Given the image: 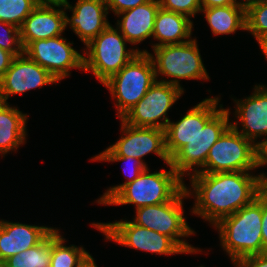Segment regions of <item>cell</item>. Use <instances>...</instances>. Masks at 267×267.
Wrapping results in <instances>:
<instances>
[{
  "mask_svg": "<svg viewBox=\"0 0 267 267\" xmlns=\"http://www.w3.org/2000/svg\"><path fill=\"white\" fill-rule=\"evenodd\" d=\"M249 171L192 174L193 192L185 186L188 195L196 197L192 213L216 225L251 203L265 188L260 175Z\"/></svg>",
  "mask_w": 267,
  "mask_h": 267,
  "instance_id": "6da1fadb",
  "label": "cell"
},
{
  "mask_svg": "<svg viewBox=\"0 0 267 267\" xmlns=\"http://www.w3.org/2000/svg\"><path fill=\"white\" fill-rule=\"evenodd\" d=\"M214 226L219 231L220 245L234 264L243 257L263 253L262 191L251 203Z\"/></svg>",
  "mask_w": 267,
  "mask_h": 267,
  "instance_id": "7a4b0ae2",
  "label": "cell"
},
{
  "mask_svg": "<svg viewBox=\"0 0 267 267\" xmlns=\"http://www.w3.org/2000/svg\"><path fill=\"white\" fill-rule=\"evenodd\" d=\"M169 170L150 173L147 168L133 182L125 184L105 205L134 204L136 209L171 201L184 187L183 179L169 164Z\"/></svg>",
  "mask_w": 267,
  "mask_h": 267,
  "instance_id": "3957f363",
  "label": "cell"
},
{
  "mask_svg": "<svg viewBox=\"0 0 267 267\" xmlns=\"http://www.w3.org/2000/svg\"><path fill=\"white\" fill-rule=\"evenodd\" d=\"M156 81L151 57L148 53H139L102 84L116 99L117 117L121 119L145 96Z\"/></svg>",
  "mask_w": 267,
  "mask_h": 267,
  "instance_id": "277c9868",
  "label": "cell"
},
{
  "mask_svg": "<svg viewBox=\"0 0 267 267\" xmlns=\"http://www.w3.org/2000/svg\"><path fill=\"white\" fill-rule=\"evenodd\" d=\"M128 42L118 28L107 26L98 36L86 45L84 68L92 72L101 82L119 72L134 57L143 51L139 49L126 50Z\"/></svg>",
  "mask_w": 267,
  "mask_h": 267,
  "instance_id": "5b68a950",
  "label": "cell"
},
{
  "mask_svg": "<svg viewBox=\"0 0 267 267\" xmlns=\"http://www.w3.org/2000/svg\"><path fill=\"white\" fill-rule=\"evenodd\" d=\"M153 51L154 55L146 50H143V53H148L153 61L156 80L159 74L172 77L170 80L167 78L157 81L170 83L183 90L180 79L209 80L195 39L180 44L159 46L153 48Z\"/></svg>",
  "mask_w": 267,
  "mask_h": 267,
  "instance_id": "8992f818",
  "label": "cell"
},
{
  "mask_svg": "<svg viewBox=\"0 0 267 267\" xmlns=\"http://www.w3.org/2000/svg\"><path fill=\"white\" fill-rule=\"evenodd\" d=\"M187 197L190 196L184 187L171 201L136 209L132 222L170 237L185 253L202 252L182 238L195 234L183 214V199Z\"/></svg>",
  "mask_w": 267,
  "mask_h": 267,
  "instance_id": "52a82bcc",
  "label": "cell"
},
{
  "mask_svg": "<svg viewBox=\"0 0 267 267\" xmlns=\"http://www.w3.org/2000/svg\"><path fill=\"white\" fill-rule=\"evenodd\" d=\"M259 168L258 146L231 125L210 148L205 166L197 173L249 171Z\"/></svg>",
  "mask_w": 267,
  "mask_h": 267,
  "instance_id": "ba28073f",
  "label": "cell"
},
{
  "mask_svg": "<svg viewBox=\"0 0 267 267\" xmlns=\"http://www.w3.org/2000/svg\"><path fill=\"white\" fill-rule=\"evenodd\" d=\"M229 115L230 109L222 107L203 129L170 159V165L182 179L186 174L190 176L191 171L195 174L199 167L202 169L205 166L210 148L231 125Z\"/></svg>",
  "mask_w": 267,
  "mask_h": 267,
  "instance_id": "9c48e42d",
  "label": "cell"
},
{
  "mask_svg": "<svg viewBox=\"0 0 267 267\" xmlns=\"http://www.w3.org/2000/svg\"><path fill=\"white\" fill-rule=\"evenodd\" d=\"M92 226L105 234L106 240L156 253L157 255H173L185 253L170 237L139 226L131 220L116 221L113 223H92Z\"/></svg>",
  "mask_w": 267,
  "mask_h": 267,
  "instance_id": "30bf717a",
  "label": "cell"
},
{
  "mask_svg": "<svg viewBox=\"0 0 267 267\" xmlns=\"http://www.w3.org/2000/svg\"><path fill=\"white\" fill-rule=\"evenodd\" d=\"M183 93L184 90L178 86L156 81L145 96L121 119L131 126L165 130L170 122L166 116L167 112Z\"/></svg>",
  "mask_w": 267,
  "mask_h": 267,
  "instance_id": "8fae6325",
  "label": "cell"
},
{
  "mask_svg": "<svg viewBox=\"0 0 267 267\" xmlns=\"http://www.w3.org/2000/svg\"><path fill=\"white\" fill-rule=\"evenodd\" d=\"M72 44L61 35L32 41L24 53L60 81L70 75L72 68H84V55L76 51Z\"/></svg>",
  "mask_w": 267,
  "mask_h": 267,
  "instance_id": "7c38bea8",
  "label": "cell"
},
{
  "mask_svg": "<svg viewBox=\"0 0 267 267\" xmlns=\"http://www.w3.org/2000/svg\"><path fill=\"white\" fill-rule=\"evenodd\" d=\"M120 120L123 136L96 156H131L142 160L145 155L153 152L167 165L170 164L165 149V130L156 127H135Z\"/></svg>",
  "mask_w": 267,
  "mask_h": 267,
  "instance_id": "4fadbf2b",
  "label": "cell"
},
{
  "mask_svg": "<svg viewBox=\"0 0 267 267\" xmlns=\"http://www.w3.org/2000/svg\"><path fill=\"white\" fill-rule=\"evenodd\" d=\"M219 97L206 98L195 105L177 122H169L165 128V149L171 159L189 143L205 124L222 108Z\"/></svg>",
  "mask_w": 267,
  "mask_h": 267,
  "instance_id": "5bb4252c",
  "label": "cell"
},
{
  "mask_svg": "<svg viewBox=\"0 0 267 267\" xmlns=\"http://www.w3.org/2000/svg\"><path fill=\"white\" fill-rule=\"evenodd\" d=\"M57 82L46 69L23 53L14 57L0 81V101L7 103L10 95Z\"/></svg>",
  "mask_w": 267,
  "mask_h": 267,
  "instance_id": "9a60e30c",
  "label": "cell"
},
{
  "mask_svg": "<svg viewBox=\"0 0 267 267\" xmlns=\"http://www.w3.org/2000/svg\"><path fill=\"white\" fill-rule=\"evenodd\" d=\"M65 18L66 12L63 6L37 5L20 27V40L23 48L25 49L35 40L61 36L66 29Z\"/></svg>",
  "mask_w": 267,
  "mask_h": 267,
  "instance_id": "2e32d148",
  "label": "cell"
},
{
  "mask_svg": "<svg viewBox=\"0 0 267 267\" xmlns=\"http://www.w3.org/2000/svg\"><path fill=\"white\" fill-rule=\"evenodd\" d=\"M63 7L72 11L70 18L66 14V27L69 24L85 45L110 25L104 0H78L74 7L69 2Z\"/></svg>",
  "mask_w": 267,
  "mask_h": 267,
  "instance_id": "e0dca14e",
  "label": "cell"
},
{
  "mask_svg": "<svg viewBox=\"0 0 267 267\" xmlns=\"http://www.w3.org/2000/svg\"><path fill=\"white\" fill-rule=\"evenodd\" d=\"M251 96L236 102V118L241 122L242 130H238V122L231 126L254 144L258 137L267 135V87L257 85Z\"/></svg>",
  "mask_w": 267,
  "mask_h": 267,
  "instance_id": "ac0fdd59",
  "label": "cell"
},
{
  "mask_svg": "<svg viewBox=\"0 0 267 267\" xmlns=\"http://www.w3.org/2000/svg\"><path fill=\"white\" fill-rule=\"evenodd\" d=\"M53 229L0 220V263L39 244Z\"/></svg>",
  "mask_w": 267,
  "mask_h": 267,
  "instance_id": "d6986e66",
  "label": "cell"
},
{
  "mask_svg": "<svg viewBox=\"0 0 267 267\" xmlns=\"http://www.w3.org/2000/svg\"><path fill=\"white\" fill-rule=\"evenodd\" d=\"M160 8L158 0H150L133 9L117 14V28L130 44H138L153 36L156 14Z\"/></svg>",
  "mask_w": 267,
  "mask_h": 267,
  "instance_id": "ffe728a7",
  "label": "cell"
},
{
  "mask_svg": "<svg viewBox=\"0 0 267 267\" xmlns=\"http://www.w3.org/2000/svg\"><path fill=\"white\" fill-rule=\"evenodd\" d=\"M193 22L186 15L159 8L153 30V38L160 42L152 48L180 44L191 40Z\"/></svg>",
  "mask_w": 267,
  "mask_h": 267,
  "instance_id": "44dd1931",
  "label": "cell"
},
{
  "mask_svg": "<svg viewBox=\"0 0 267 267\" xmlns=\"http://www.w3.org/2000/svg\"><path fill=\"white\" fill-rule=\"evenodd\" d=\"M27 118L16 107L0 101V154L16 151L25 143Z\"/></svg>",
  "mask_w": 267,
  "mask_h": 267,
  "instance_id": "7402d4cb",
  "label": "cell"
},
{
  "mask_svg": "<svg viewBox=\"0 0 267 267\" xmlns=\"http://www.w3.org/2000/svg\"><path fill=\"white\" fill-rule=\"evenodd\" d=\"M214 35L235 33L237 29L246 30V5H228L202 8Z\"/></svg>",
  "mask_w": 267,
  "mask_h": 267,
  "instance_id": "603a6c76",
  "label": "cell"
},
{
  "mask_svg": "<svg viewBox=\"0 0 267 267\" xmlns=\"http://www.w3.org/2000/svg\"><path fill=\"white\" fill-rule=\"evenodd\" d=\"M58 229L52 230L50 267H80L91 255L83 247L66 246Z\"/></svg>",
  "mask_w": 267,
  "mask_h": 267,
  "instance_id": "cb8c5ba5",
  "label": "cell"
},
{
  "mask_svg": "<svg viewBox=\"0 0 267 267\" xmlns=\"http://www.w3.org/2000/svg\"><path fill=\"white\" fill-rule=\"evenodd\" d=\"M52 252V231L37 245L9 257L2 264L5 267H50Z\"/></svg>",
  "mask_w": 267,
  "mask_h": 267,
  "instance_id": "d4e9b609",
  "label": "cell"
},
{
  "mask_svg": "<svg viewBox=\"0 0 267 267\" xmlns=\"http://www.w3.org/2000/svg\"><path fill=\"white\" fill-rule=\"evenodd\" d=\"M246 30L258 43L267 35V0H247Z\"/></svg>",
  "mask_w": 267,
  "mask_h": 267,
  "instance_id": "484cf974",
  "label": "cell"
},
{
  "mask_svg": "<svg viewBox=\"0 0 267 267\" xmlns=\"http://www.w3.org/2000/svg\"><path fill=\"white\" fill-rule=\"evenodd\" d=\"M36 6L35 0H0V21L20 28Z\"/></svg>",
  "mask_w": 267,
  "mask_h": 267,
  "instance_id": "4316f807",
  "label": "cell"
},
{
  "mask_svg": "<svg viewBox=\"0 0 267 267\" xmlns=\"http://www.w3.org/2000/svg\"><path fill=\"white\" fill-rule=\"evenodd\" d=\"M108 161V162H119V161H124L126 163L130 162L132 167L130 169L124 170V172H129V176L127 178L129 179L128 181L111 187L106 192L102 195V197L97 200V203L105 205L125 184L133 182L144 170L147 169V164L143 162V160L133 158L131 156L129 157H119V156H94L91 161ZM124 168V167H123ZM126 175V174H125Z\"/></svg>",
  "mask_w": 267,
  "mask_h": 267,
  "instance_id": "83f0119b",
  "label": "cell"
},
{
  "mask_svg": "<svg viewBox=\"0 0 267 267\" xmlns=\"http://www.w3.org/2000/svg\"><path fill=\"white\" fill-rule=\"evenodd\" d=\"M0 26L3 27V33L0 34V48L11 52L14 56L22 55L24 48L20 40V28L2 21Z\"/></svg>",
  "mask_w": 267,
  "mask_h": 267,
  "instance_id": "f1b7e54d",
  "label": "cell"
},
{
  "mask_svg": "<svg viewBox=\"0 0 267 267\" xmlns=\"http://www.w3.org/2000/svg\"><path fill=\"white\" fill-rule=\"evenodd\" d=\"M162 9L194 17L202 9L200 0H158Z\"/></svg>",
  "mask_w": 267,
  "mask_h": 267,
  "instance_id": "f546056e",
  "label": "cell"
},
{
  "mask_svg": "<svg viewBox=\"0 0 267 267\" xmlns=\"http://www.w3.org/2000/svg\"><path fill=\"white\" fill-rule=\"evenodd\" d=\"M108 10L114 12L115 15L124 12L129 9H133L136 6L142 5L150 0H104Z\"/></svg>",
  "mask_w": 267,
  "mask_h": 267,
  "instance_id": "4dcf8cb0",
  "label": "cell"
},
{
  "mask_svg": "<svg viewBox=\"0 0 267 267\" xmlns=\"http://www.w3.org/2000/svg\"><path fill=\"white\" fill-rule=\"evenodd\" d=\"M235 267H267V253L250 255L239 259Z\"/></svg>",
  "mask_w": 267,
  "mask_h": 267,
  "instance_id": "1f68e13d",
  "label": "cell"
},
{
  "mask_svg": "<svg viewBox=\"0 0 267 267\" xmlns=\"http://www.w3.org/2000/svg\"><path fill=\"white\" fill-rule=\"evenodd\" d=\"M262 244L263 253H267V188L262 190Z\"/></svg>",
  "mask_w": 267,
  "mask_h": 267,
  "instance_id": "d6a6232c",
  "label": "cell"
},
{
  "mask_svg": "<svg viewBox=\"0 0 267 267\" xmlns=\"http://www.w3.org/2000/svg\"><path fill=\"white\" fill-rule=\"evenodd\" d=\"M256 145L258 146V162L259 167L260 166H266L267 165V138L262 140L261 142L257 141ZM262 183L264 186H267V176H265L264 173L260 174Z\"/></svg>",
  "mask_w": 267,
  "mask_h": 267,
  "instance_id": "836d02e7",
  "label": "cell"
},
{
  "mask_svg": "<svg viewBox=\"0 0 267 267\" xmlns=\"http://www.w3.org/2000/svg\"><path fill=\"white\" fill-rule=\"evenodd\" d=\"M14 57L15 56L11 52L0 48V81L10 67Z\"/></svg>",
  "mask_w": 267,
  "mask_h": 267,
  "instance_id": "e575fe53",
  "label": "cell"
},
{
  "mask_svg": "<svg viewBox=\"0 0 267 267\" xmlns=\"http://www.w3.org/2000/svg\"><path fill=\"white\" fill-rule=\"evenodd\" d=\"M202 8H211L228 5H245V1L238 2L237 0H200Z\"/></svg>",
  "mask_w": 267,
  "mask_h": 267,
  "instance_id": "d590c367",
  "label": "cell"
},
{
  "mask_svg": "<svg viewBox=\"0 0 267 267\" xmlns=\"http://www.w3.org/2000/svg\"><path fill=\"white\" fill-rule=\"evenodd\" d=\"M37 5H60L65 6L68 0H35Z\"/></svg>",
  "mask_w": 267,
  "mask_h": 267,
  "instance_id": "8d00e7d4",
  "label": "cell"
},
{
  "mask_svg": "<svg viewBox=\"0 0 267 267\" xmlns=\"http://www.w3.org/2000/svg\"><path fill=\"white\" fill-rule=\"evenodd\" d=\"M258 44L260 46V49L262 50V53L265 54V57L267 59V35Z\"/></svg>",
  "mask_w": 267,
  "mask_h": 267,
  "instance_id": "74e56055",
  "label": "cell"
},
{
  "mask_svg": "<svg viewBox=\"0 0 267 267\" xmlns=\"http://www.w3.org/2000/svg\"><path fill=\"white\" fill-rule=\"evenodd\" d=\"M80 267H97L94 258L91 256L88 260H86Z\"/></svg>",
  "mask_w": 267,
  "mask_h": 267,
  "instance_id": "f35d334b",
  "label": "cell"
}]
</instances>
